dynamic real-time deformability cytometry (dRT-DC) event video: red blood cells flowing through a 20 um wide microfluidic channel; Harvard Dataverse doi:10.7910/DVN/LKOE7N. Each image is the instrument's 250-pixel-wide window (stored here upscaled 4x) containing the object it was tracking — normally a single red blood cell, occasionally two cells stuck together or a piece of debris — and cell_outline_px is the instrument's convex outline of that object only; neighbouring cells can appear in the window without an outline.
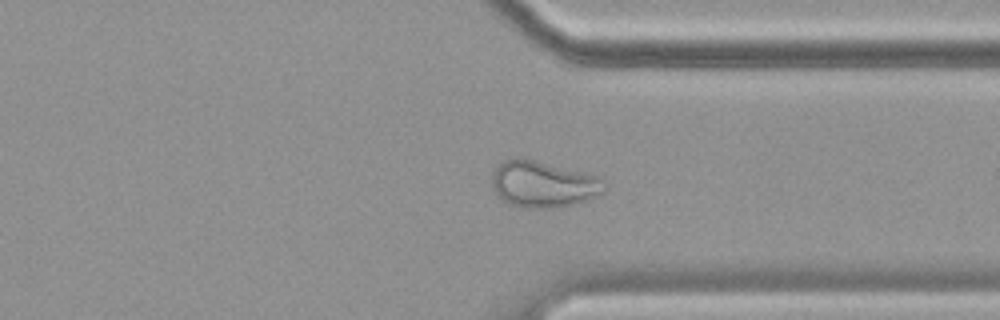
{"species": "common noctule bat (a hibernating species)", "species_latin": "Nyctalus noctula", "temperature_condition": "cold", "stored_images_in_passage": 53, "camera_frame_rate_fps": 3000, "um_per_image_px": 0.085, "animal": {"sex": "female", "body_mass_g": 19.9}, "frame": {"image": 1, "passage_image": 39, "time_ms": 12.667, "image_size_px": [1000, 320], "cell_outline_px": [[604, 192], [588, 200], [572, 204], [552, 208], [520, 208], [508, 204], [492, 188], [492, 172], [504, 160], [520, 156], [536, 160], [596, 176], [604, 180]], "centroid_in_image_um": [46.14, 15.66], "position_along_channel_um": 365.3, "area_um2": 30.35}}
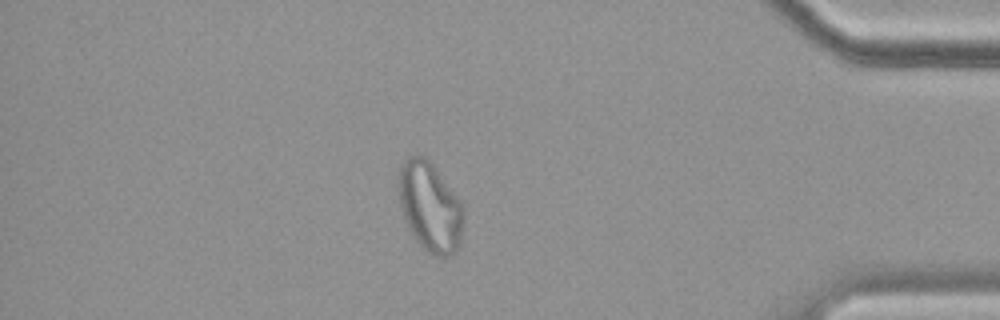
{"frame": {"image": 2, "passage_image": 45, "time_ms": 14.667, "image_size_px": [1000, 320], "cell_outline_px": [[460, 244], [456, 252], [444, 260], [428, 252], [416, 240], [408, 228], [400, 204], [396, 184], [400, 164], [408, 156], [424, 156], [432, 164], [460, 204]], "centroid_in_image_um": [36.46, 17.6], "position_along_channel_um": 398.7, "area_um2": 33.12}, "authors_computed_cell_mechanics": {"area_um2": 29.9404, "velocity_mm_per_s": 3.4843, "shape_relaxation_time_tau1_ms": null, "shape_relaxation_time_tau2_ms": 1.7402, "deformation_change_tau1": null, "deformation_change_tau2": 0.0752}}